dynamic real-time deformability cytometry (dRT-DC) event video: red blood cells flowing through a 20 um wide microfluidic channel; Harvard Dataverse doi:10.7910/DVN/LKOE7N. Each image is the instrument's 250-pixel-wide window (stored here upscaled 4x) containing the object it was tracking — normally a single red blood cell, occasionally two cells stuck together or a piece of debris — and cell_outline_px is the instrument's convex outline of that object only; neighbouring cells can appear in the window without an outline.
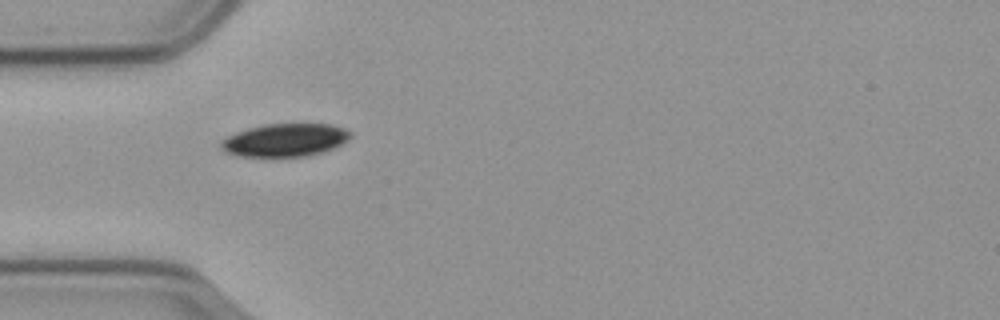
{"species": "common noctule bat (a hibernating species)", "species_latin": "Nyctalus noctula", "temperature_condition": "cold", "stored_images_in_passage": 5, "camera_frame_rate_fps": 3000, "um_per_image_px": 0.085, "animal": {"sex": "male", "body_mass_g": 23.1, "forearm_length_mm": 52.7}, "frame": {"image": 1, "passage_image": 2, "time_ms": 0.333, "image_size_px": [1000, 320], "cell_outline_px": [[352, 136], [348, 140], [332, 148], [320, 152], [304, 156], [240, 156], [224, 152], [220, 148], [220, 140], [236, 132], [248, 128], [264, 124], [332, 124], [344, 128], [352, 132]], "centroid_in_image_um": [24.2, 11.89], "position_along_channel_um": 60.8, "area_um2": 24.8}}